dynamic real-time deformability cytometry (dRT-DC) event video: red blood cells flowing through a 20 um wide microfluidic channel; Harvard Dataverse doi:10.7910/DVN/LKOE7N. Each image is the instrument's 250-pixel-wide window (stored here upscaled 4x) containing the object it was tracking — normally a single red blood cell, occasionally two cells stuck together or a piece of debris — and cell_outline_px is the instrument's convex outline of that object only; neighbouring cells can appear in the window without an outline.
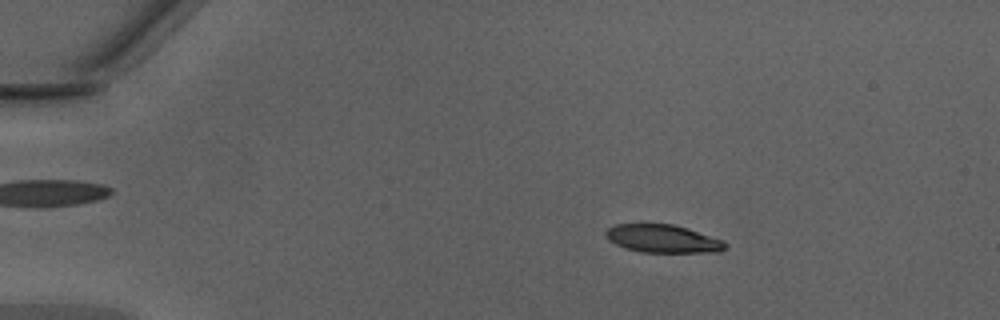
{"species": "Egyptian fruit bat (a non-hibernating species)", "species_latin": "Rousettus aegyptiacus", "temperature_condition": "warm", "stored_images_in_passage": 48, "camera_frame_rate_fps": 3000, "um_per_image_px": 0.085, "animal": {"sex": "male"}, "frame": {"image": 1, "passage_image": 9, "time_ms": 2.667, "image_size_px": [1000, 320], "cell_outline_px": [[728, 244], [720, 252], [640, 252], [624, 248], [608, 240], [604, 232], [608, 228], [616, 224], [672, 224], [688, 228], [724, 240]], "centroid_in_image_um": [56.34, 20.29], "position_along_channel_um": 28.7, "area_um2": 19.59}}
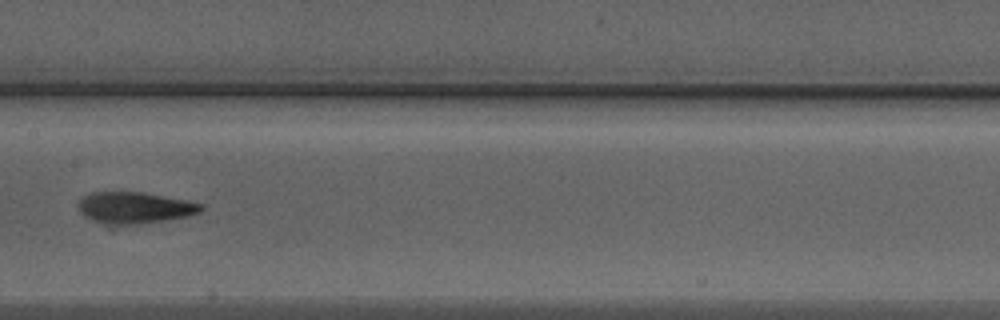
{"frame": {"image": 2, "passage_image": 26, "time_ms": 8.333, "image_size_px": [1000, 320], "cell_outline_px": [[204, 208], [200, 212], [188, 216], [140, 224], [112, 228], [108, 228], [84, 216], [80, 212], [80, 200], [84, 196], [92, 192], [140, 192], [184, 200], [204, 204]], "centroid_in_image_um": [11.4, 17.71], "position_along_channel_um": 196.0, "area_um2": 22.89}}
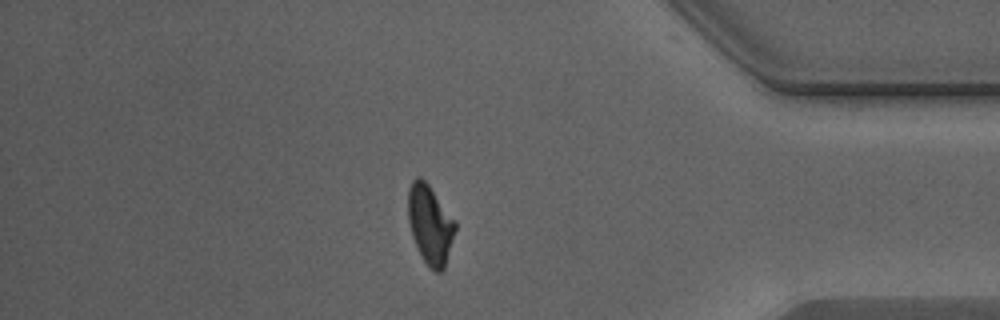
{"frame": {"image": 3, "passage_image": 42, "time_ms": 13.667, "image_size_px": [1000, 320], "cell_outline_px": [[456, 228], [444, 268], [440, 272], [436, 272], [428, 268], [412, 236], [408, 220], [408, 188], [412, 180], [416, 176], [420, 176], [428, 184], [456, 220]], "centroid_in_image_um": [36.55, 19.05], "position_along_channel_um": 398.6, "area_um2": 21.68}, "authors_computed_cell_mechanics": {"area_um2": 21.675, "velocity_mm_per_s": 4.3228, "shape_relaxation_time_tau1_ms": 3.5728, "shape_relaxation_time_tau2_ms": 2.3315, "deformation_change_tau1": 0.1511, "deformation_change_tau2": 0.1098}}